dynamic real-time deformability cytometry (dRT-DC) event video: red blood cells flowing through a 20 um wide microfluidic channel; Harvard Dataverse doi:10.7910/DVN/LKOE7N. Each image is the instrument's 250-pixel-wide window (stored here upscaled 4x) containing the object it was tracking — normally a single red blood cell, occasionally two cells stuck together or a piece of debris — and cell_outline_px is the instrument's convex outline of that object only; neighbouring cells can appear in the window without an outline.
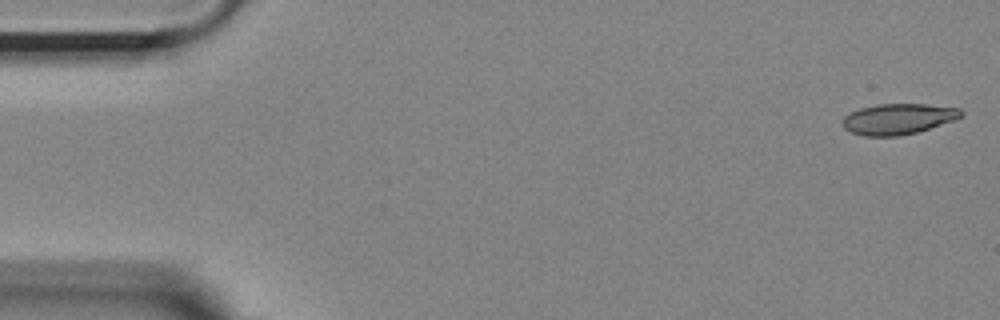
{"species": "Egyptian fruit bat (a non-hibernating species)", "species_latin": "Rousettus aegyptiacus", "temperature_condition": "room temperature", "stored_images_in_passage": 53, "camera_frame_rate_fps": 3000, "um_per_image_px": 0.085, "animal": {"sex": "female"}, "frame": {"image": 1, "passage_image": 1, "time_ms": 0.0, "image_size_px": [1000, 320], "cell_outline_px": [[964, 112], [956, 120], [916, 132], [900, 136], [864, 136], [852, 132], [844, 128], [844, 116], [860, 108], [876, 104], [924, 104], [960, 108]], "centroid_in_image_um": [76.37, 10.11], "position_along_channel_um": 8.6, "area_um2": 21.1}}
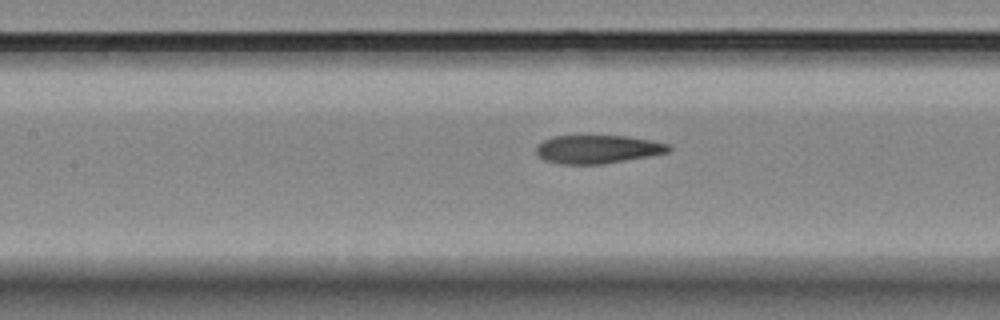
{"frame": {"image": 2, "passage_image": 23, "time_ms": 7.333, "image_size_px": [1000, 320], "cell_outline_px": [[672, 148], [668, 152], [648, 156], [604, 164], [560, 164], [544, 160], [536, 152], [536, 144], [552, 136], [624, 136], [652, 140], [668, 144]], "centroid_in_image_um": [50.77, 12.68], "position_along_channel_um": 156.6, "area_um2": 21.85}}
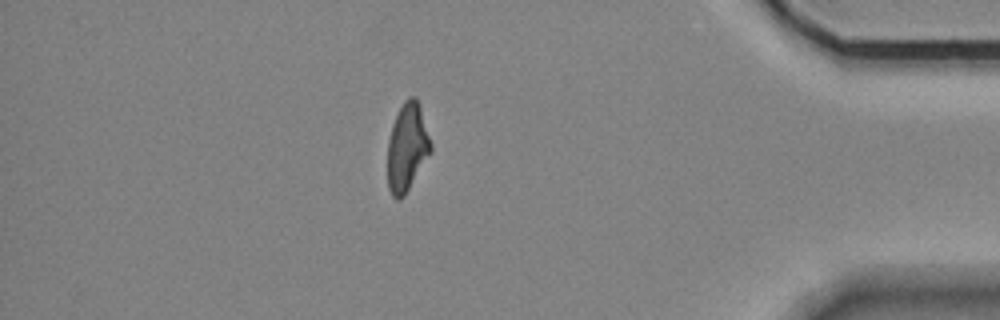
{"frame": {"image": 3, "passage_image": 46, "time_ms": 15.0, "image_size_px": [1000, 320], "cell_outline_px": [[432, 152], [404, 196], [400, 200], [396, 200], [392, 196], [388, 188], [388, 140], [392, 124], [404, 100], [408, 96], [416, 96], [420, 104], [432, 144]], "centroid_in_image_um": [34.62, 12.52], "position_along_channel_um": 400.6, "area_um2": 22.43}, "authors_computed_cell_mechanics": {"area_um2": 22.4264, "velocity_mm_per_s": 3.6928, "shape_relaxation_time_tau1_ms": null, "shape_relaxation_time_tau2_ms": 3.3517, "deformation_change_tau1": null, "deformation_change_tau2": 0.1077}}